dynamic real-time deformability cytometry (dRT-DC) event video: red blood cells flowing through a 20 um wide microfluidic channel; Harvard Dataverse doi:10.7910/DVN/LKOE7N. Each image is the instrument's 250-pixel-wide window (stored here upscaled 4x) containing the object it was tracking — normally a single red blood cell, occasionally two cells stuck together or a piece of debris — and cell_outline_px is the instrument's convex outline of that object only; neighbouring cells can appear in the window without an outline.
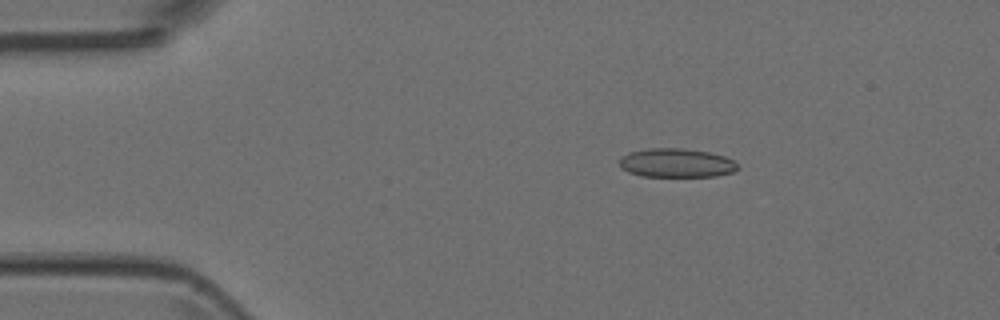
{"species": "Egyptian fruit bat (a non-hibernating species)", "species_latin": "Rousettus aegyptiacus", "temperature_condition": "room temperature", "stored_images_in_passage": 4, "camera_frame_rate_fps": 3000, "um_per_image_px": 0.085, "animal": {"sex": "female"}, "frame": {"image": 1, "passage_image": 2, "time_ms": 0.333, "image_size_px": [1000, 320], "cell_outline_px": [[740, 168], [732, 172], [716, 176], [640, 176], [628, 172], [620, 168], [620, 156], [628, 152], [648, 148], [684, 148], [708, 152], [724, 156], [732, 160]], "centroid_in_image_um": [57.45, 13.84], "position_along_channel_um": 27.5, "area_um2": 20.0}}